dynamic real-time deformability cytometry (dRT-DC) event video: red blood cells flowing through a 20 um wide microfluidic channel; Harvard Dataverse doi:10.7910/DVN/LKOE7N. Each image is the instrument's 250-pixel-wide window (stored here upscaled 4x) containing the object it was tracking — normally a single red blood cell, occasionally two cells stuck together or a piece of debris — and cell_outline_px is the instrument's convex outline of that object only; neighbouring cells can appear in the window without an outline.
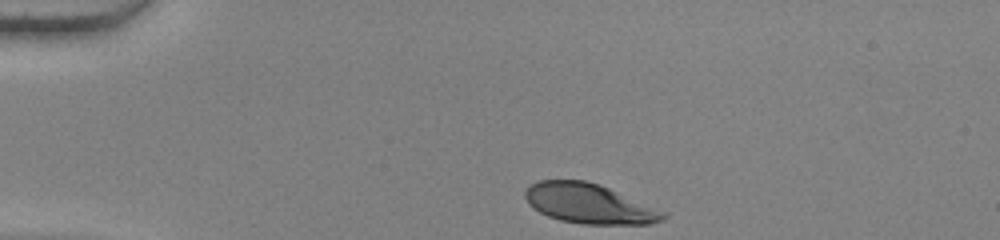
{"species": "human", "species_latin": "Homo sapiens", "temperature_condition": "warm", "stored_images_in_passage": 35, "camera_frame_rate_fps": 3000, "um_per_image_px": 0.085, "donor": {"sex": "female"}, "frame": {"image": 1, "passage_image": 1, "time_ms": 0.0, "image_size_px": [1000, 240], "cell_outline_px": [[668, 216], [664, 220], [648, 224], [580, 224], [560, 220], [548, 216], [532, 208], [528, 204], [524, 196], [524, 192], [528, 184], [540, 180], [584, 180], [600, 184], [668, 212]], "centroid_in_image_um": [50.08, 17.31], "position_along_channel_um": 34.9, "area_um2": 32.48}}
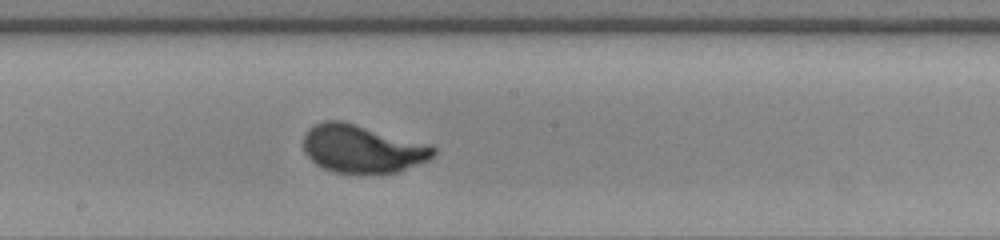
{"frame": {"image": 2, "passage_image": 20, "time_ms": 6.333, "image_size_px": [1000, 240], "cell_outline_px": [[436, 152], [428, 160], [400, 172], [336, 172], [324, 168], [316, 164], [304, 152], [304, 136], [308, 128], [324, 120], [344, 120], [428, 144], [436, 148]], "centroid_in_image_um": [30.79, 12.62], "position_along_channel_um": 217.4, "area_um2": 36.13}}
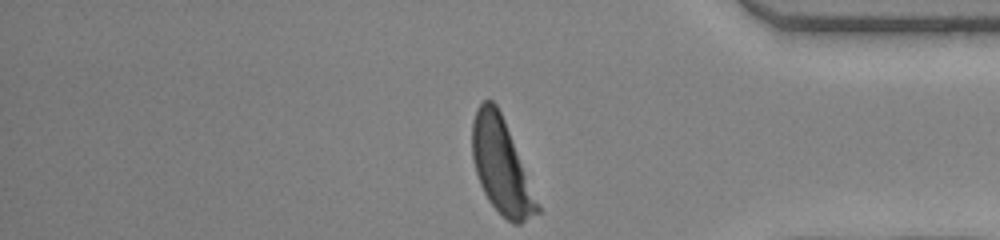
{"frame": {"image": 3, "passage_image": 35, "time_ms": 11.333, "image_size_px": [1000, 240], "cell_outline_px": [[540, 212], [520, 224], [512, 224], [488, 200], [480, 184], [476, 172], [472, 156], [472, 120], [476, 108], [484, 100], [492, 100], [496, 104], [504, 120], [540, 208]], "centroid_in_image_um": [42.57, 14.11], "position_along_channel_um": 392.6, "area_um2": 35.03}, "authors_computed_cell_mechanics": {"area_um2": 35.2002, "velocity_mm_per_s": 3.829, "shape_relaxation_time_tau1_ms": 2.5551, "shape_relaxation_time_tau2_ms": null, "deformation_change_tau1": 0.1784, "deformation_change_tau2": null}}